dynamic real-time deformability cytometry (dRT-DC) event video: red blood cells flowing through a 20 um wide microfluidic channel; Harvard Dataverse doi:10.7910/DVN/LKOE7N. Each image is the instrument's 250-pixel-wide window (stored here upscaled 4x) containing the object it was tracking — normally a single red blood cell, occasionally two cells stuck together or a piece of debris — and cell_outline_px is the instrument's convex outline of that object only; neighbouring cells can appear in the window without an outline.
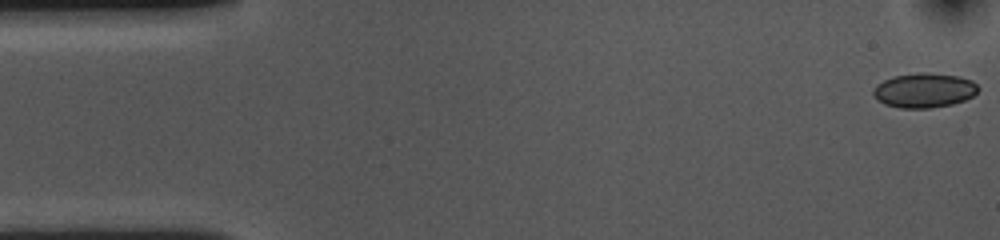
{"species": "common noctule bat (a hibernating species)", "species_latin": "Nyctalus noctula", "temperature_condition": "cold", "stored_images_in_passage": 54, "camera_frame_rate_fps": 3000, "um_per_image_px": 0.085, "animal": {"sex": "female", "body_mass_g": 10.0, "forearm_length_mm": 53.1}, "frame": {"image": 1, "passage_image": 1, "time_ms": 0.0, "image_size_px": [1000, 240], "cell_outline_px": [[980, 88], [972, 96], [964, 100], [952, 104], [932, 108], [900, 108], [884, 104], [876, 100], [872, 92], [872, 88], [876, 84], [892, 76], [924, 72], [960, 76], [972, 80]], "centroid_in_image_um": [78.52, 7.68], "position_along_channel_um": 6.5, "area_um2": 21.33}}
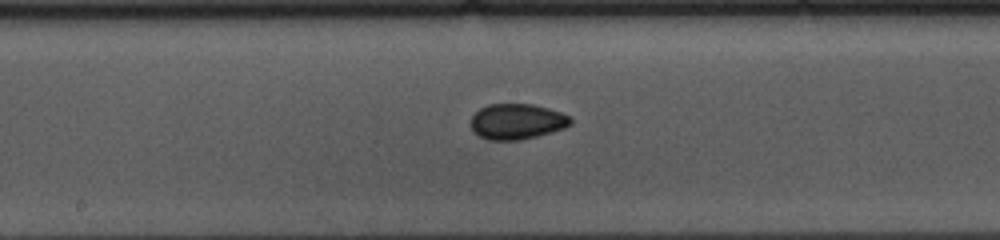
{"frame": {"image": 2, "passage_image": 27, "time_ms": 8.667, "image_size_px": [1000, 240], "cell_outline_px": [[572, 124], [564, 128], [552, 132], [520, 140], [488, 140], [472, 132], [472, 116], [480, 108], [488, 104], [532, 104], [548, 108], [572, 116]], "centroid_in_image_um": [43.96, 10.33], "position_along_channel_um": 204.2, "area_um2": 20.75}}
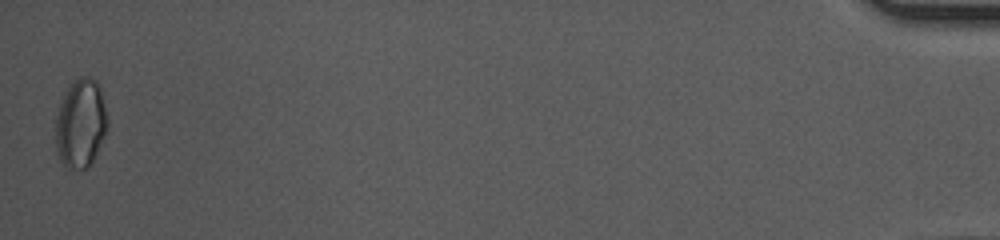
{"frame": {"image": 3, "passage_image": 54, "time_ms": 17.667, "image_size_px": [1000, 240], "cell_outline_px": [[108, 124], [96, 152], [88, 168], [64, 168], [60, 160], [56, 148], [56, 116], [60, 104], [68, 88], [80, 76], [88, 76], [96, 80], [100, 84], [108, 116]], "centroid_in_image_um": [6.86, 10.47], "position_along_channel_um": 428.3, "area_um2": 26.65}, "authors_computed_cell_mechanics": {"area_um2": 20.519, "velocity_mm_per_s": 3.5962, "shape_relaxation_time_tau1_ms": 4.5006, "shape_relaxation_time_tau2_ms": 2.2393, "deformation_change_tau1": 0.0737, "deformation_change_tau2": 0.0436}}